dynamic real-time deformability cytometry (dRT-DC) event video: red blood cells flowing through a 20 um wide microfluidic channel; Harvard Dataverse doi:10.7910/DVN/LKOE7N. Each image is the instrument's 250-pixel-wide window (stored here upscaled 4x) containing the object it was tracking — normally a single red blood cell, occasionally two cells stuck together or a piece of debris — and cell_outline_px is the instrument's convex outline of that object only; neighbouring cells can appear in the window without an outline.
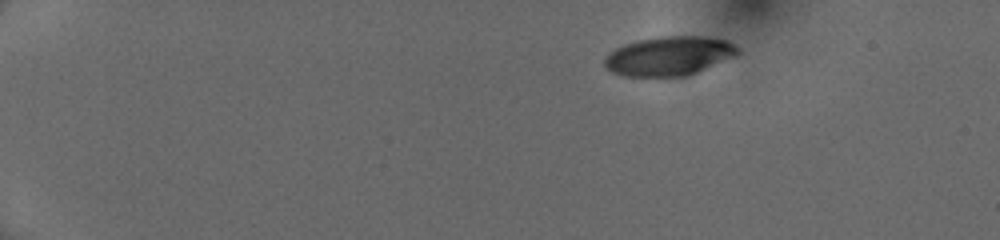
{"species": "human", "species_latin": "Homo sapiens", "temperature_condition": "cold", "stored_images_in_passage": 44, "camera_frame_rate_fps": 3000, "um_per_image_px": 0.085, "donor": {"sex": "female"}, "frame": {"image": 1, "passage_image": 1, "time_ms": 0.0, "image_size_px": [1000, 240], "cell_outline_px": [[740, 52], [736, 56], [696, 72], [684, 76], [624, 76], [612, 72], [604, 64], [604, 60], [608, 52], [624, 44], [640, 40], [660, 36], [700, 36], [728, 40]], "centroid_in_image_um": [56.85, 4.75], "position_along_channel_um": 28.1, "area_um2": 30.17}}
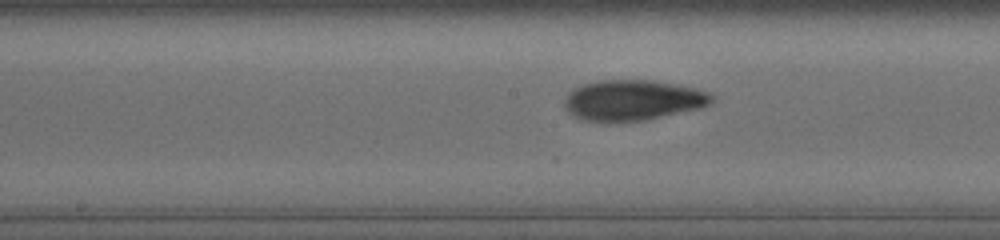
{"frame": {"image": 2, "passage_image": 22, "time_ms": 7.0, "image_size_px": [1000, 240], "cell_outline_px": [[716, 100], [700, 108], [644, 120], [608, 124], [604, 124], [584, 120], [568, 112], [564, 108], [564, 100], [568, 92], [572, 88], [584, 84], [600, 80], [652, 80], [676, 84], [696, 88], [708, 92]], "centroid_in_image_um": [53.74, 8.54], "position_along_channel_um": 194.5, "area_um2": 35.32}}
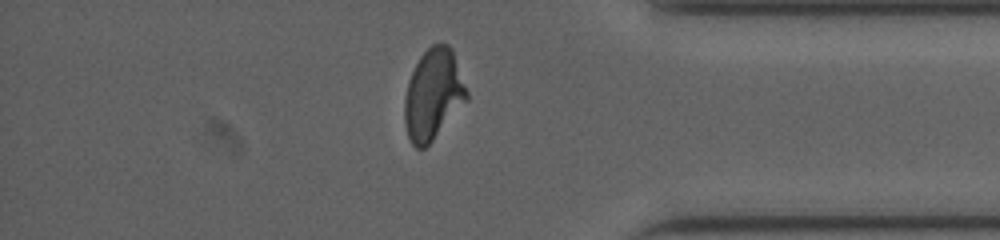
{"frame": {"image": 3, "passage_image": 38, "time_ms": 12.333, "image_size_px": [1000, 240], "cell_outline_px": [[468, 100], [432, 140], [424, 148], [416, 148], [412, 144], [408, 136], [404, 124], [404, 100], [408, 80], [420, 56], [432, 44], [448, 44], [452, 48], [468, 92]], "centroid_in_image_um": [36.82, 8.03], "position_along_channel_um": 398.4, "area_um2": 32.77}, "authors_computed_cell_mechanics": {"area_um2": 32.8593, "velocity_mm_per_s": 4.0486, "shape_relaxation_time_tau1_ms": 3.6433, "shape_relaxation_time_tau2_ms": 1.8248, "deformation_change_tau1": 0.1705, "deformation_change_tau2": 0.077}}